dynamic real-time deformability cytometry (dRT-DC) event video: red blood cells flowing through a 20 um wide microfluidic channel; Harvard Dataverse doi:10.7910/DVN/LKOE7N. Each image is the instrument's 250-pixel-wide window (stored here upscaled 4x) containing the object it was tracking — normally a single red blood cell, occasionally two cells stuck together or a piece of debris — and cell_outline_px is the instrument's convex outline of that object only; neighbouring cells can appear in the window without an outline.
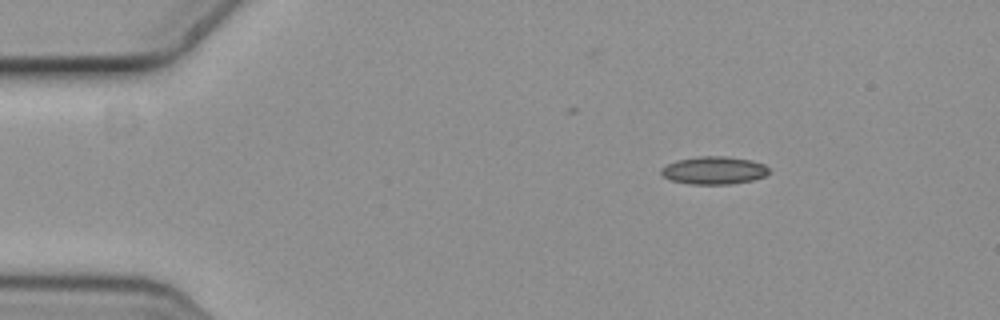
{"species": "common noctule bat (a hibernating species)", "species_latin": "Nyctalus noctula", "temperature_condition": "cold", "stored_images_in_passage": 4, "camera_frame_rate_fps": 3000, "um_per_image_px": 0.085, "animal": {"sex": "female", "body_mass_g": 19.3, "forearm_length_mm": 54.1}, "frame": {"image": 1, "passage_image": 1, "time_ms": 0.0, "image_size_px": [1000, 320], "cell_outline_px": [[768, 172], [764, 176], [752, 180], [728, 184], [692, 184], [672, 180], [664, 176], [660, 172], [660, 168], [676, 160], [700, 156], [724, 156], [752, 160], [764, 164], [768, 168]], "centroid_in_image_um": [60.68, 14.47], "position_along_channel_um": 24.3, "area_um2": 17.28}}